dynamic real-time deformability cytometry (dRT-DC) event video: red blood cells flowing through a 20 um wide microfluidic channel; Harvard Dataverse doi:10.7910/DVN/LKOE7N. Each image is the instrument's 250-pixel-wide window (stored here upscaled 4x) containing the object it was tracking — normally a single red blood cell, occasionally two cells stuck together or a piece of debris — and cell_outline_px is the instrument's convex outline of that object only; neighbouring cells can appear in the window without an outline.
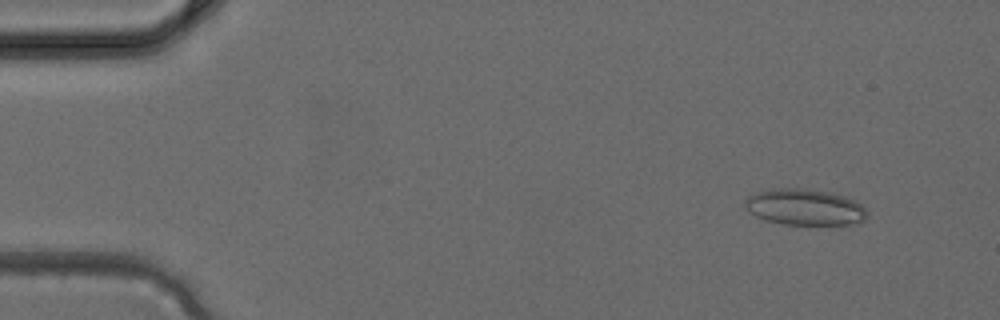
{"species": "common noctule bat (a hibernating species)", "species_latin": "Nyctalus noctula", "temperature_condition": "cold", "stored_images_in_passage": 3, "camera_frame_rate_fps": 3000, "um_per_image_px": 0.085, "animal": {"sex": "female", "body_mass_g": 24.6, "forearm_length_mm": 56.2}, "frame": {"image": 1, "passage_image": 1, "time_ms": 0.0, "image_size_px": [1000, 320], "cell_outline_px": [[868, 216], [864, 220], [848, 224], [784, 224], [764, 220], [748, 212], [744, 208], [744, 200], [748, 196], [756, 192], [776, 188], [804, 188], [832, 192], [844, 196], [860, 204], [868, 212]], "centroid_in_image_um": [68.35, 17.59], "position_along_channel_um": 16.6, "area_um2": 25.84}}